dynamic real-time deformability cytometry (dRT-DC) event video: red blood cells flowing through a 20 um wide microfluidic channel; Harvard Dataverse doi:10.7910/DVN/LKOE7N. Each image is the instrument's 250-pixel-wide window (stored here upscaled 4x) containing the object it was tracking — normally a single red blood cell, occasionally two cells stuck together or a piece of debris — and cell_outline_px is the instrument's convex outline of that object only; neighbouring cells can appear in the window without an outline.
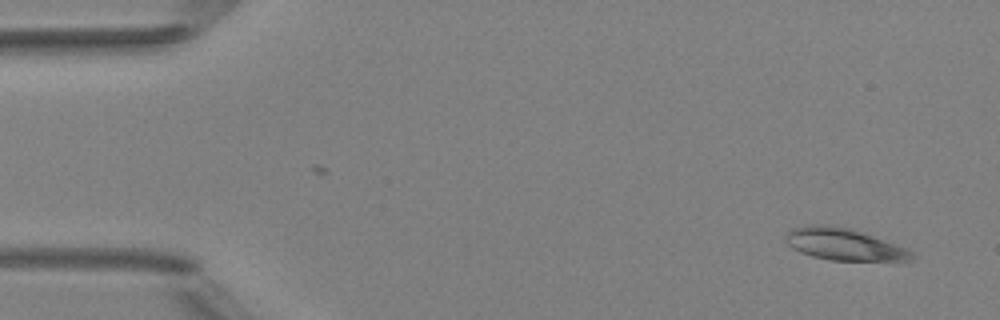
{"species": "Egyptian fruit bat (a non-hibernating species)", "species_latin": "Rousettus aegyptiacus", "temperature_condition": "room temperature", "stored_images_in_passage": 2, "camera_frame_rate_fps": 3000, "um_per_image_px": 0.085, "animal": {"sex": "female"}, "frame": {"image": 1, "passage_image": 2, "time_ms": 1.0, "image_size_px": [1000, 320], "cell_outline_px": [[916, 260], [828, 260], [812, 256], [800, 252], [792, 248], [788, 244], [788, 232], [792, 228], [808, 224], [836, 224], [852, 228], [864, 232], [904, 248], [912, 252]], "centroid_in_image_um": [71.71, 20.74], "position_along_channel_um": 13.3, "area_um2": 23.35}}